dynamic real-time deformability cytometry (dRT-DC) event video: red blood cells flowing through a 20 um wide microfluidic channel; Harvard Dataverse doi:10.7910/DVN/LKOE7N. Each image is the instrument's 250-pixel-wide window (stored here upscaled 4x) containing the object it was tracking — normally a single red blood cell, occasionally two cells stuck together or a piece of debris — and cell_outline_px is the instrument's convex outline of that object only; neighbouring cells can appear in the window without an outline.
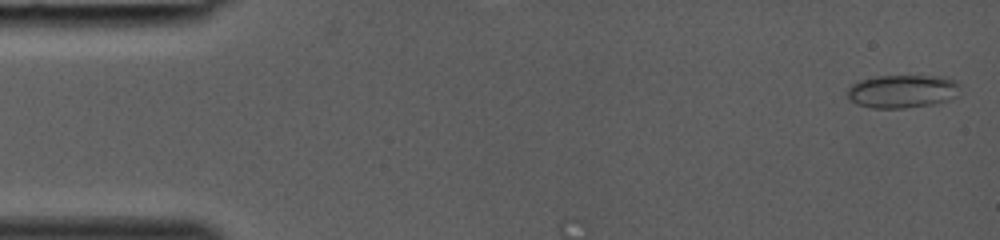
{"species": "common noctule bat (a hibernating species)", "species_latin": "Nyctalus noctula", "temperature_condition": "room temperature", "stored_images_in_passage": 8, "camera_frame_rate_fps": 3000, "um_per_image_px": 0.085, "animal": {"sex": "female", "body_mass_g": 19.0, "forearm_length_mm": 53.3}, "frame": {"image": 1, "passage_image": 1, "time_ms": 0.0, "image_size_px": [1000, 240], "cell_outline_px": [[960, 84], [956, 96], [948, 100], [936, 104], [904, 108], [872, 108], [856, 104], [848, 96], [848, 88], [852, 84], [860, 80], [876, 76], [944, 76], [956, 80]], "centroid_in_image_um": [76.73, 7.76], "position_along_channel_um": 8.3, "area_um2": 21.91}}